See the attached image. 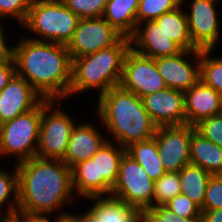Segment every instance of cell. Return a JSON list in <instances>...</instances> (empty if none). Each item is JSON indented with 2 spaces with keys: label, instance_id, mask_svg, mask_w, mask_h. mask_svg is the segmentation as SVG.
<instances>
[{
  "label": "cell",
  "instance_id": "6da1fadb",
  "mask_svg": "<svg viewBox=\"0 0 222 222\" xmlns=\"http://www.w3.org/2000/svg\"><path fill=\"white\" fill-rule=\"evenodd\" d=\"M18 213L63 214L76 201L71 168L62 160L34 156L16 163ZM57 212V213H56Z\"/></svg>",
  "mask_w": 222,
  "mask_h": 222
},
{
  "label": "cell",
  "instance_id": "7a4b0ae2",
  "mask_svg": "<svg viewBox=\"0 0 222 222\" xmlns=\"http://www.w3.org/2000/svg\"><path fill=\"white\" fill-rule=\"evenodd\" d=\"M17 40L16 44L11 43L16 74L26 79L44 99L67 101L72 60L66 45L36 41L25 35Z\"/></svg>",
  "mask_w": 222,
  "mask_h": 222
},
{
  "label": "cell",
  "instance_id": "3957f363",
  "mask_svg": "<svg viewBox=\"0 0 222 222\" xmlns=\"http://www.w3.org/2000/svg\"><path fill=\"white\" fill-rule=\"evenodd\" d=\"M96 101L94 116L97 115L100 124L104 125L101 128L104 130L105 127L107 137L111 136L107 138L108 141L127 148L133 143L154 137L157 126L145 110L142 98L135 93L119 85L108 90Z\"/></svg>",
  "mask_w": 222,
  "mask_h": 222
},
{
  "label": "cell",
  "instance_id": "277c9868",
  "mask_svg": "<svg viewBox=\"0 0 222 222\" xmlns=\"http://www.w3.org/2000/svg\"><path fill=\"white\" fill-rule=\"evenodd\" d=\"M131 48L129 37H122L111 47L72 60V81L69 99L91 91L99 98L113 87L119 86L123 63Z\"/></svg>",
  "mask_w": 222,
  "mask_h": 222
},
{
  "label": "cell",
  "instance_id": "5b68a950",
  "mask_svg": "<svg viewBox=\"0 0 222 222\" xmlns=\"http://www.w3.org/2000/svg\"><path fill=\"white\" fill-rule=\"evenodd\" d=\"M79 19L61 0H32L28 17L21 28L30 33V36H25L32 40L67 45Z\"/></svg>",
  "mask_w": 222,
  "mask_h": 222
},
{
  "label": "cell",
  "instance_id": "8992f818",
  "mask_svg": "<svg viewBox=\"0 0 222 222\" xmlns=\"http://www.w3.org/2000/svg\"><path fill=\"white\" fill-rule=\"evenodd\" d=\"M41 117L42 101L30 111L0 125L1 159L14 156L16 164L36 156Z\"/></svg>",
  "mask_w": 222,
  "mask_h": 222
},
{
  "label": "cell",
  "instance_id": "52a82bcc",
  "mask_svg": "<svg viewBox=\"0 0 222 222\" xmlns=\"http://www.w3.org/2000/svg\"><path fill=\"white\" fill-rule=\"evenodd\" d=\"M61 102L64 100H42V117L36 153L38 157L62 160L67 150L71 131L75 124L80 122L74 119V115L60 108Z\"/></svg>",
  "mask_w": 222,
  "mask_h": 222
},
{
  "label": "cell",
  "instance_id": "ba28073f",
  "mask_svg": "<svg viewBox=\"0 0 222 222\" xmlns=\"http://www.w3.org/2000/svg\"><path fill=\"white\" fill-rule=\"evenodd\" d=\"M181 0V5L189 6L185 13L189 27V33L193 45L199 50H216L219 40L222 38L220 29L221 16L217 3L213 0ZM220 18V19H219Z\"/></svg>",
  "mask_w": 222,
  "mask_h": 222
},
{
  "label": "cell",
  "instance_id": "9c48e42d",
  "mask_svg": "<svg viewBox=\"0 0 222 222\" xmlns=\"http://www.w3.org/2000/svg\"><path fill=\"white\" fill-rule=\"evenodd\" d=\"M153 195L154 182L144 168L125 153L111 196L142 210L152 207Z\"/></svg>",
  "mask_w": 222,
  "mask_h": 222
},
{
  "label": "cell",
  "instance_id": "30bf717a",
  "mask_svg": "<svg viewBox=\"0 0 222 222\" xmlns=\"http://www.w3.org/2000/svg\"><path fill=\"white\" fill-rule=\"evenodd\" d=\"M122 37L103 17L79 19L73 37L66 47L73 60L111 47Z\"/></svg>",
  "mask_w": 222,
  "mask_h": 222
},
{
  "label": "cell",
  "instance_id": "8fae6325",
  "mask_svg": "<svg viewBox=\"0 0 222 222\" xmlns=\"http://www.w3.org/2000/svg\"><path fill=\"white\" fill-rule=\"evenodd\" d=\"M120 86L140 98L167 88L164 78L157 70L155 60L140 55L132 48L124 59Z\"/></svg>",
  "mask_w": 222,
  "mask_h": 222
},
{
  "label": "cell",
  "instance_id": "7c38bea8",
  "mask_svg": "<svg viewBox=\"0 0 222 222\" xmlns=\"http://www.w3.org/2000/svg\"><path fill=\"white\" fill-rule=\"evenodd\" d=\"M153 138L166 172H179L190 164L191 125L157 127Z\"/></svg>",
  "mask_w": 222,
  "mask_h": 222
},
{
  "label": "cell",
  "instance_id": "4fadbf2b",
  "mask_svg": "<svg viewBox=\"0 0 222 222\" xmlns=\"http://www.w3.org/2000/svg\"><path fill=\"white\" fill-rule=\"evenodd\" d=\"M154 60L168 88L186 92L200 80L199 49L183 50L177 55Z\"/></svg>",
  "mask_w": 222,
  "mask_h": 222
},
{
  "label": "cell",
  "instance_id": "5bb4252c",
  "mask_svg": "<svg viewBox=\"0 0 222 222\" xmlns=\"http://www.w3.org/2000/svg\"><path fill=\"white\" fill-rule=\"evenodd\" d=\"M142 101L157 127L186 125L184 92L167 87L142 97Z\"/></svg>",
  "mask_w": 222,
  "mask_h": 222
},
{
  "label": "cell",
  "instance_id": "9a60e30c",
  "mask_svg": "<svg viewBox=\"0 0 222 222\" xmlns=\"http://www.w3.org/2000/svg\"><path fill=\"white\" fill-rule=\"evenodd\" d=\"M43 99L26 79L15 74L0 91V125L35 108Z\"/></svg>",
  "mask_w": 222,
  "mask_h": 222
},
{
  "label": "cell",
  "instance_id": "2e32d148",
  "mask_svg": "<svg viewBox=\"0 0 222 222\" xmlns=\"http://www.w3.org/2000/svg\"><path fill=\"white\" fill-rule=\"evenodd\" d=\"M130 41L135 52L153 59L174 56L183 51L155 20L139 23Z\"/></svg>",
  "mask_w": 222,
  "mask_h": 222
},
{
  "label": "cell",
  "instance_id": "e0dca14e",
  "mask_svg": "<svg viewBox=\"0 0 222 222\" xmlns=\"http://www.w3.org/2000/svg\"><path fill=\"white\" fill-rule=\"evenodd\" d=\"M87 121V122H86ZM75 124L71 131L67 150L62 161L70 168L75 164L90 159L108 141L106 132L93 121L86 120Z\"/></svg>",
  "mask_w": 222,
  "mask_h": 222
},
{
  "label": "cell",
  "instance_id": "ac0fdd59",
  "mask_svg": "<svg viewBox=\"0 0 222 222\" xmlns=\"http://www.w3.org/2000/svg\"><path fill=\"white\" fill-rule=\"evenodd\" d=\"M222 95L199 80L184 92L186 124L194 126L205 118L222 113Z\"/></svg>",
  "mask_w": 222,
  "mask_h": 222
},
{
  "label": "cell",
  "instance_id": "d6986e66",
  "mask_svg": "<svg viewBox=\"0 0 222 222\" xmlns=\"http://www.w3.org/2000/svg\"><path fill=\"white\" fill-rule=\"evenodd\" d=\"M72 189L81 201L89 197L109 196L112 188L103 180L97 179L96 160L81 161L71 168Z\"/></svg>",
  "mask_w": 222,
  "mask_h": 222
},
{
  "label": "cell",
  "instance_id": "ffe728a7",
  "mask_svg": "<svg viewBox=\"0 0 222 222\" xmlns=\"http://www.w3.org/2000/svg\"><path fill=\"white\" fill-rule=\"evenodd\" d=\"M86 200L91 203L90 207L86 205L88 209L102 222H140L142 210L121 199L109 195L89 197Z\"/></svg>",
  "mask_w": 222,
  "mask_h": 222
},
{
  "label": "cell",
  "instance_id": "44dd1931",
  "mask_svg": "<svg viewBox=\"0 0 222 222\" xmlns=\"http://www.w3.org/2000/svg\"><path fill=\"white\" fill-rule=\"evenodd\" d=\"M190 164L199 166L212 175L222 170V147L204 138L191 126Z\"/></svg>",
  "mask_w": 222,
  "mask_h": 222
},
{
  "label": "cell",
  "instance_id": "7402d4cb",
  "mask_svg": "<svg viewBox=\"0 0 222 222\" xmlns=\"http://www.w3.org/2000/svg\"><path fill=\"white\" fill-rule=\"evenodd\" d=\"M139 0H108L103 18L124 37H131L137 27Z\"/></svg>",
  "mask_w": 222,
  "mask_h": 222
},
{
  "label": "cell",
  "instance_id": "603a6c76",
  "mask_svg": "<svg viewBox=\"0 0 222 222\" xmlns=\"http://www.w3.org/2000/svg\"><path fill=\"white\" fill-rule=\"evenodd\" d=\"M125 148L116 142L107 141L93 156L96 160L97 179H103L111 188L118 178L120 162Z\"/></svg>",
  "mask_w": 222,
  "mask_h": 222
},
{
  "label": "cell",
  "instance_id": "cb8c5ba5",
  "mask_svg": "<svg viewBox=\"0 0 222 222\" xmlns=\"http://www.w3.org/2000/svg\"><path fill=\"white\" fill-rule=\"evenodd\" d=\"M126 154L139 163L153 182L162 177L166 170L164 169L158 145L154 138L144 142H136L125 148Z\"/></svg>",
  "mask_w": 222,
  "mask_h": 222
},
{
  "label": "cell",
  "instance_id": "d4e9b609",
  "mask_svg": "<svg viewBox=\"0 0 222 222\" xmlns=\"http://www.w3.org/2000/svg\"><path fill=\"white\" fill-rule=\"evenodd\" d=\"M169 38L175 41L183 50L197 49L192 42L187 16L183 5L173 11L162 14L155 19Z\"/></svg>",
  "mask_w": 222,
  "mask_h": 222
},
{
  "label": "cell",
  "instance_id": "484cf974",
  "mask_svg": "<svg viewBox=\"0 0 222 222\" xmlns=\"http://www.w3.org/2000/svg\"><path fill=\"white\" fill-rule=\"evenodd\" d=\"M179 175L181 194L186 195L202 209L207 184L212 174L199 166L188 164L179 171Z\"/></svg>",
  "mask_w": 222,
  "mask_h": 222
},
{
  "label": "cell",
  "instance_id": "4316f807",
  "mask_svg": "<svg viewBox=\"0 0 222 222\" xmlns=\"http://www.w3.org/2000/svg\"><path fill=\"white\" fill-rule=\"evenodd\" d=\"M12 171L0 169V216L18 213V176L16 164Z\"/></svg>",
  "mask_w": 222,
  "mask_h": 222
},
{
  "label": "cell",
  "instance_id": "83f0119b",
  "mask_svg": "<svg viewBox=\"0 0 222 222\" xmlns=\"http://www.w3.org/2000/svg\"><path fill=\"white\" fill-rule=\"evenodd\" d=\"M215 50H200V80L222 95V56ZM213 56V57H211Z\"/></svg>",
  "mask_w": 222,
  "mask_h": 222
},
{
  "label": "cell",
  "instance_id": "f1b7e54d",
  "mask_svg": "<svg viewBox=\"0 0 222 222\" xmlns=\"http://www.w3.org/2000/svg\"><path fill=\"white\" fill-rule=\"evenodd\" d=\"M181 193L179 172H166L156 182H154V195L152 207L164 206L174 196Z\"/></svg>",
  "mask_w": 222,
  "mask_h": 222
},
{
  "label": "cell",
  "instance_id": "f546056e",
  "mask_svg": "<svg viewBox=\"0 0 222 222\" xmlns=\"http://www.w3.org/2000/svg\"><path fill=\"white\" fill-rule=\"evenodd\" d=\"M181 0H139L137 25L145 21L155 20L162 14L175 10Z\"/></svg>",
  "mask_w": 222,
  "mask_h": 222
},
{
  "label": "cell",
  "instance_id": "4dcf8cb0",
  "mask_svg": "<svg viewBox=\"0 0 222 222\" xmlns=\"http://www.w3.org/2000/svg\"><path fill=\"white\" fill-rule=\"evenodd\" d=\"M80 19L103 17L108 0H61Z\"/></svg>",
  "mask_w": 222,
  "mask_h": 222
},
{
  "label": "cell",
  "instance_id": "1f68e13d",
  "mask_svg": "<svg viewBox=\"0 0 222 222\" xmlns=\"http://www.w3.org/2000/svg\"><path fill=\"white\" fill-rule=\"evenodd\" d=\"M32 0H0V20H14L22 26L29 14ZM11 17V18H10ZM10 18V19H9Z\"/></svg>",
  "mask_w": 222,
  "mask_h": 222
},
{
  "label": "cell",
  "instance_id": "d6a6232c",
  "mask_svg": "<svg viewBox=\"0 0 222 222\" xmlns=\"http://www.w3.org/2000/svg\"><path fill=\"white\" fill-rule=\"evenodd\" d=\"M140 222H201V218H183L165 206L142 209Z\"/></svg>",
  "mask_w": 222,
  "mask_h": 222
},
{
  "label": "cell",
  "instance_id": "836d02e7",
  "mask_svg": "<svg viewBox=\"0 0 222 222\" xmlns=\"http://www.w3.org/2000/svg\"><path fill=\"white\" fill-rule=\"evenodd\" d=\"M194 129L204 138L222 147V113L202 119Z\"/></svg>",
  "mask_w": 222,
  "mask_h": 222
},
{
  "label": "cell",
  "instance_id": "e575fe53",
  "mask_svg": "<svg viewBox=\"0 0 222 222\" xmlns=\"http://www.w3.org/2000/svg\"><path fill=\"white\" fill-rule=\"evenodd\" d=\"M177 216L183 218H201V208L186 195L179 194L174 196L164 205Z\"/></svg>",
  "mask_w": 222,
  "mask_h": 222
},
{
  "label": "cell",
  "instance_id": "d590c367",
  "mask_svg": "<svg viewBox=\"0 0 222 222\" xmlns=\"http://www.w3.org/2000/svg\"><path fill=\"white\" fill-rule=\"evenodd\" d=\"M222 208V179L218 175H212L207 184L203 208L201 211L216 210Z\"/></svg>",
  "mask_w": 222,
  "mask_h": 222
},
{
  "label": "cell",
  "instance_id": "8d00e7d4",
  "mask_svg": "<svg viewBox=\"0 0 222 222\" xmlns=\"http://www.w3.org/2000/svg\"><path fill=\"white\" fill-rule=\"evenodd\" d=\"M16 74L15 62L11 53L0 59V91L9 83Z\"/></svg>",
  "mask_w": 222,
  "mask_h": 222
},
{
  "label": "cell",
  "instance_id": "74e56055",
  "mask_svg": "<svg viewBox=\"0 0 222 222\" xmlns=\"http://www.w3.org/2000/svg\"><path fill=\"white\" fill-rule=\"evenodd\" d=\"M2 22L5 21L0 20V59L7 57L11 53L10 37H8V33L4 30L6 24H3Z\"/></svg>",
  "mask_w": 222,
  "mask_h": 222
},
{
  "label": "cell",
  "instance_id": "f35d334b",
  "mask_svg": "<svg viewBox=\"0 0 222 222\" xmlns=\"http://www.w3.org/2000/svg\"><path fill=\"white\" fill-rule=\"evenodd\" d=\"M16 215L20 222H55V218H52L54 214L17 213Z\"/></svg>",
  "mask_w": 222,
  "mask_h": 222
},
{
  "label": "cell",
  "instance_id": "ab89813d",
  "mask_svg": "<svg viewBox=\"0 0 222 222\" xmlns=\"http://www.w3.org/2000/svg\"><path fill=\"white\" fill-rule=\"evenodd\" d=\"M201 212V222H222V208Z\"/></svg>",
  "mask_w": 222,
  "mask_h": 222
},
{
  "label": "cell",
  "instance_id": "60d3db41",
  "mask_svg": "<svg viewBox=\"0 0 222 222\" xmlns=\"http://www.w3.org/2000/svg\"><path fill=\"white\" fill-rule=\"evenodd\" d=\"M80 210V214L78 212V222H102L88 208L83 212L82 209Z\"/></svg>",
  "mask_w": 222,
  "mask_h": 222
},
{
  "label": "cell",
  "instance_id": "b9f144b4",
  "mask_svg": "<svg viewBox=\"0 0 222 222\" xmlns=\"http://www.w3.org/2000/svg\"><path fill=\"white\" fill-rule=\"evenodd\" d=\"M57 215L59 216L57 217ZM55 222H78V212H66L63 214H56Z\"/></svg>",
  "mask_w": 222,
  "mask_h": 222
},
{
  "label": "cell",
  "instance_id": "7bdbcfd3",
  "mask_svg": "<svg viewBox=\"0 0 222 222\" xmlns=\"http://www.w3.org/2000/svg\"><path fill=\"white\" fill-rule=\"evenodd\" d=\"M0 222H20L17 215L14 216H0Z\"/></svg>",
  "mask_w": 222,
  "mask_h": 222
},
{
  "label": "cell",
  "instance_id": "ee69618b",
  "mask_svg": "<svg viewBox=\"0 0 222 222\" xmlns=\"http://www.w3.org/2000/svg\"><path fill=\"white\" fill-rule=\"evenodd\" d=\"M217 175L222 179V170Z\"/></svg>",
  "mask_w": 222,
  "mask_h": 222
}]
</instances>
